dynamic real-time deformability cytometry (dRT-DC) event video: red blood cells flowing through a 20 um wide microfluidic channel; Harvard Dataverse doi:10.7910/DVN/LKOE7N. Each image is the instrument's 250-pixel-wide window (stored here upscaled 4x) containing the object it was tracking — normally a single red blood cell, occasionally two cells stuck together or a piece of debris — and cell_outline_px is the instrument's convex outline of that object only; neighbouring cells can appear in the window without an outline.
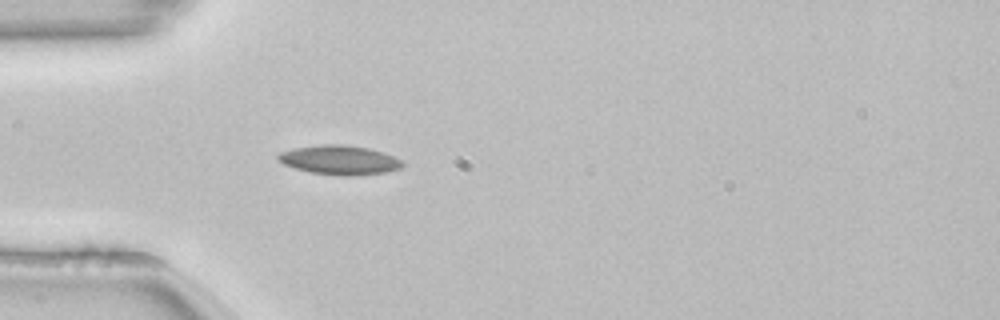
{"species": "common noctule bat (a hibernating species)", "species_latin": "Nyctalus noctula", "temperature_condition": "room temperature", "stored_images_in_passage": 39, "camera_frame_rate_fps": 3000, "um_per_image_px": 0.085, "animal": {"sex": "female", "body_mass_g": 22.7, "forearm_length_mm": 54.2}, "frame": {"image": 1, "passage_image": 1, "time_ms": 0.0, "image_size_px": [1000, 320], "cell_outline_px": [[404, 164], [400, 168], [384, 172], [352, 176], [340, 176], [312, 172], [296, 168], [284, 164], [276, 160], [276, 156], [280, 152], [292, 148], [320, 144], [340, 144], [368, 148], [384, 152], [400, 160]], "centroid_in_image_um": [28.81, 13.59], "position_along_channel_um": 56.2, "area_um2": 21.15}}
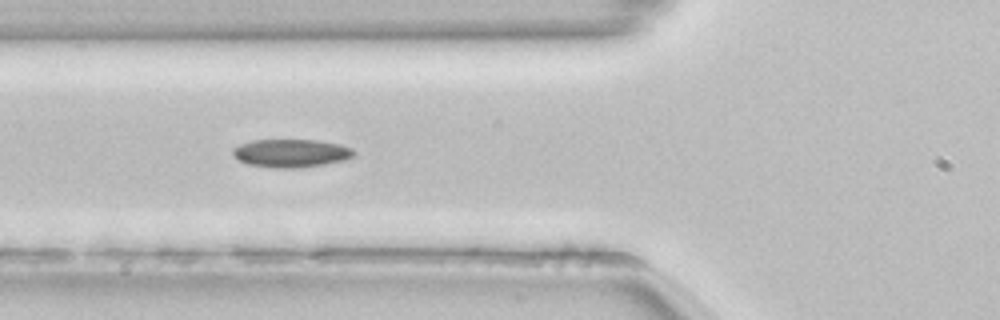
{"frame": {"image": 2, "passage_image": 5, "time_ms": 1.333, "image_size_px": [1000, 320], "cell_outline_px": [[356, 152], [352, 156], [344, 160], [324, 164], [300, 168], [272, 168], [248, 164], [232, 156], [232, 148], [240, 144], [252, 140], [320, 140], [340, 144], [352, 148]], "centroid_in_image_um": [24.73, 13.02], "position_along_channel_um": 101.1, "area_um2": 20.0}}
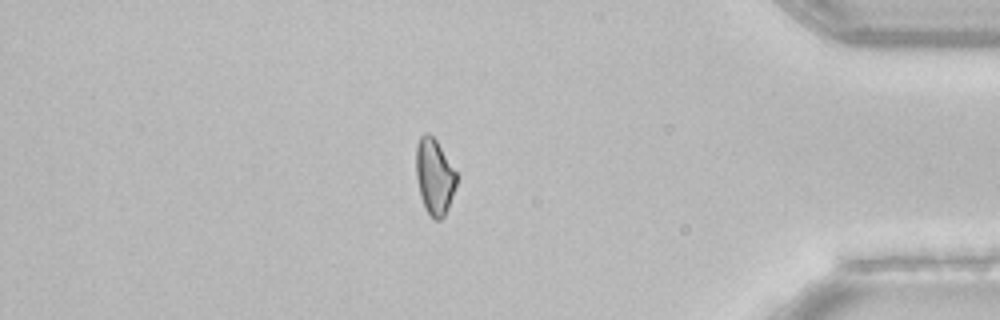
{"frame": {"image": 3, "passage_image": 31, "time_ms": 10.0, "image_size_px": [1000, 320], "cell_outline_px": [[456, 184], [448, 208], [444, 216], [440, 220], [436, 220], [424, 208], [420, 196], [416, 176], [416, 144], [420, 136], [424, 132], [428, 132], [436, 140], [456, 172]], "centroid_in_image_um": [36.9, 14.99], "position_along_channel_um": 398.3, "area_um2": 17.74}}